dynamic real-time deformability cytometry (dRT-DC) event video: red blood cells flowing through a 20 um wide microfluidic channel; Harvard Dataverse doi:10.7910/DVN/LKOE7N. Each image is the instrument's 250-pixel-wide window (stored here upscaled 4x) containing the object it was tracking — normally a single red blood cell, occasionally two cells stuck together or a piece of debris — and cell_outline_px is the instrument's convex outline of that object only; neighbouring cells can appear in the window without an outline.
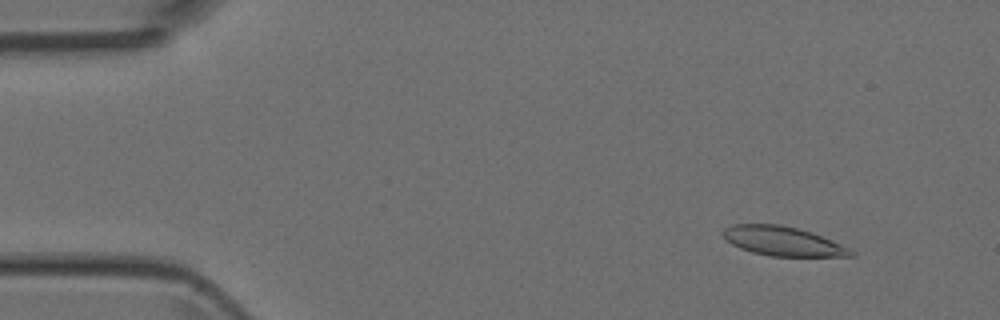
{"species": "Egyptian fruit bat (a non-hibernating species)", "species_latin": "Rousettus aegyptiacus", "temperature_condition": "room temperature", "stored_images_in_passage": 6, "camera_frame_rate_fps": 3000, "um_per_image_px": 0.085, "animal": {"sex": "female"}, "frame": {"image": 1, "passage_image": 1, "time_ms": 0.0, "image_size_px": [1000, 320], "cell_outline_px": [[856, 256], [772, 256], [752, 252], [740, 248], [732, 244], [720, 232], [724, 228], [732, 224], [780, 224], [796, 228], [820, 236], [840, 244], [856, 252]], "centroid_in_image_um": [66.5, 20.5], "position_along_channel_um": 18.5, "area_um2": 21.5}}
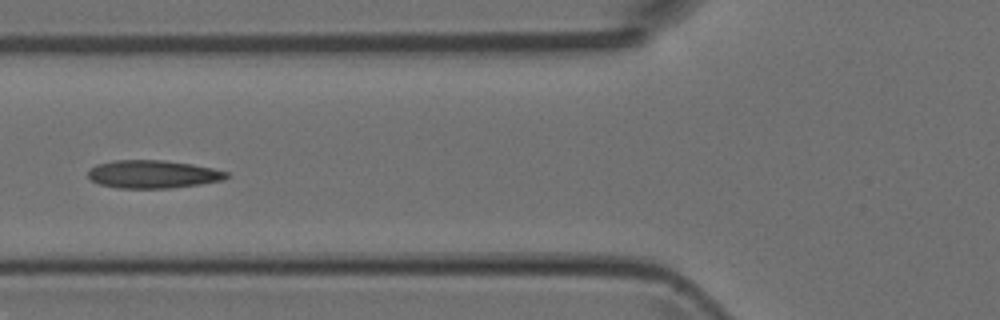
{"frame": {"image": 2, "passage_image": 5, "time_ms": 4.667, "image_size_px": [1000, 320], "cell_outline_px": [[228, 176], [224, 180], [200, 184], [168, 188], [116, 188], [100, 184], [92, 180], [88, 176], [88, 172], [96, 164], [116, 160], [164, 160], [192, 164], [212, 168], [228, 172]], "centroid_in_image_um": [13.0, 14.81], "position_along_channel_um": 112.8, "area_um2": 22.48}}
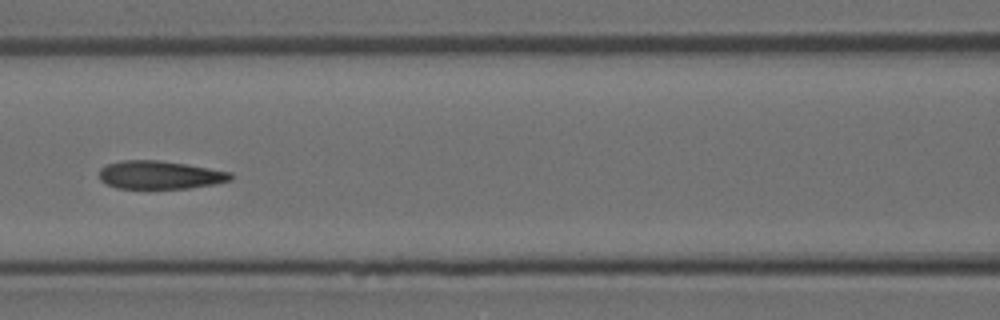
{"frame": {"image": 3, "passage_image": 6, "time_ms": 5.667, "image_size_px": [1000, 320], "cell_outline_px": [[232, 180], [216, 184], [188, 188], [116, 188], [100, 180], [100, 168], [108, 164], [124, 160], [156, 160], [184, 164], [232, 172]], "centroid_in_image_um": [13.61, 14.87], "position_along_channel_um": 153.0, "area_um2": 21.39}}